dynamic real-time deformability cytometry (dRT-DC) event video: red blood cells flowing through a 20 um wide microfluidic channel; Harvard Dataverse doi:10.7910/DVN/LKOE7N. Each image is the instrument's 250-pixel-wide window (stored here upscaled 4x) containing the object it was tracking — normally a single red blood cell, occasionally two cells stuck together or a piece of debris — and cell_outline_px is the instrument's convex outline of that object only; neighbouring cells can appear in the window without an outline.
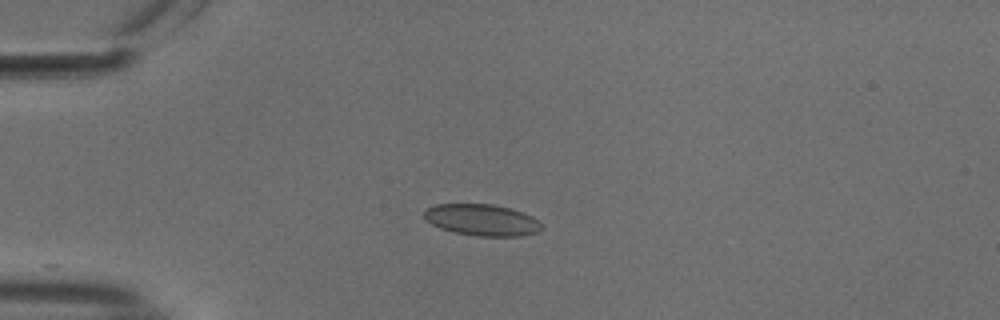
{"species": "common noctule bat (a hibernating species)", "species_latin": "Nyctalus noctula", "temperature_condition": "cold", "stored_images_in_passage": 17, "camera_frame_rate_fps": 3000, "um_per_image_px": 0.085, "animal": {"sex": "male", "body_mass_g": 18.8}, "frame": {"image": 1, "passage_image": 1, "time_ms": 0.0, "image_size_px": [1000, 320], "cell_outline_px": [[544, 228], [536, 232], [520, 236], [476, 236], [456, 232], [440, 228], [432, 224], [424, 216], [424, 212], [428, 208], [436, 204], [492, 204], [508, 208], [532, 216]], "centroid_in_image_um": [40.96, 18.7], "position_along_channel_um": 44.0, "area_um2": 21.21}}
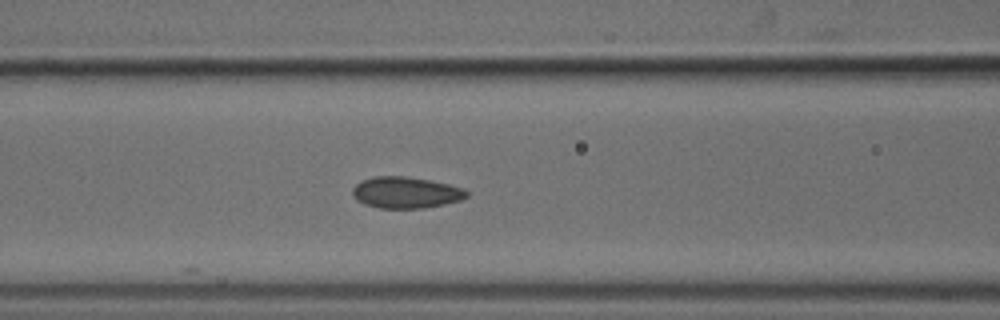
{"frame": {"image": 2, "passage_image": 10, "time_ms": 3.0, "image_size_px": [1000, 320], "cell_outline_px": [[468, 196], [460, 200], [444, 204], [424, 208], [380, 208], [364, 204], [356, 200], [352, 196], [352, 188], [360, 180], [376, 176], [404, 176], [428, 180], [448, 184], [464, 188], [468, 192]], "centroid_in_image_um": [34.46, 16.36], "position_along_channel_um": 132.1, "area_um2": 20.92}}
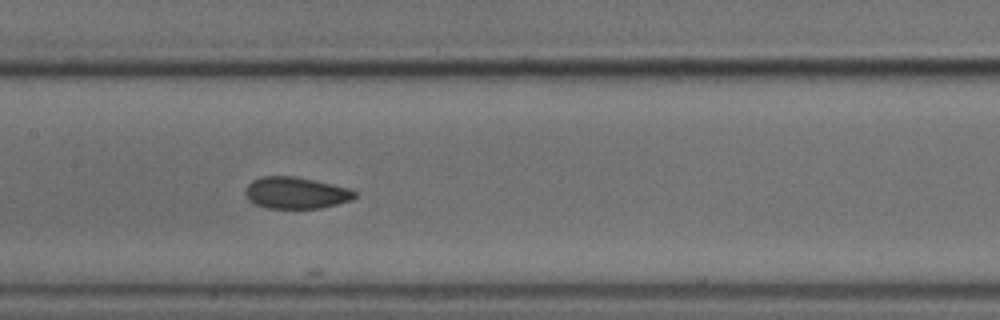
{"frame": {"image": 3, "passage_image": 14, "time_ms": 4.333, "image_size_px": [1000, 320], "cell_outline_px": [[360, 196], [352, 200], [320, 208], [268, 208], [256, 204], [248, 200], [244, 192], [248, 184], [252, 180], [260, 176], [296, 176], [348, 188], [356, 192]], "centroid_in_image_um": [25.15, 16.39], "position_along_channel_um": 182.3, "area_um2": 20.23}}